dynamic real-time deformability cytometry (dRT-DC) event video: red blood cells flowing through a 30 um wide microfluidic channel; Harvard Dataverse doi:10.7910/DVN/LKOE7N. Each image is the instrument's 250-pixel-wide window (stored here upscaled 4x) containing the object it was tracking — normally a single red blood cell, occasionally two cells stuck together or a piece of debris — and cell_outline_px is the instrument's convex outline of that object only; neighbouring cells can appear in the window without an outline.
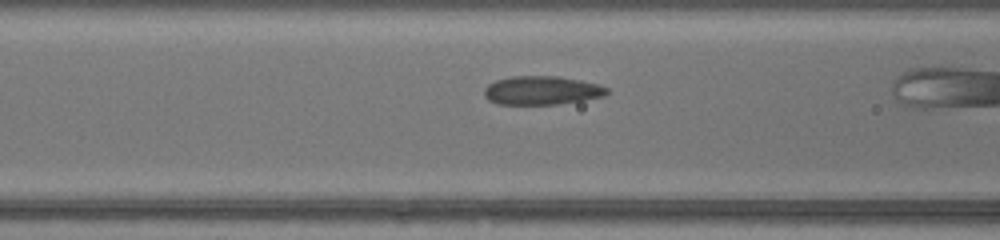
{"species": "common noctule bat (a hibernating species)", "species_latin": "Nyctalus noctula", "temperature_condition": "warm", "stored_images_in_passage": 23, "camera_frame_rate_fps": 3000, "um_per_image_px": 0.085, "animal": {"sex": "female", "body_mass_g": 17.0, "forearm_length_mm": 48.0}, "frame": {"image": 1, "passage_image": 4, "time_ms": 1.0, "image_size_px": [1000, 240], "cell_outline_px": [[608, 92], [604, 96], [556, 104], [496, 104], [488, 100], [484, 96], [484, 88], [488, 84], [496, 80], [512, 76], [556, 76], [580, 80], [596, 84], [608, 88]], "centroid_in_image_um": [45.99, 7.68], "position_along_channel_um": 120.6, "area_um2": 20.35}}
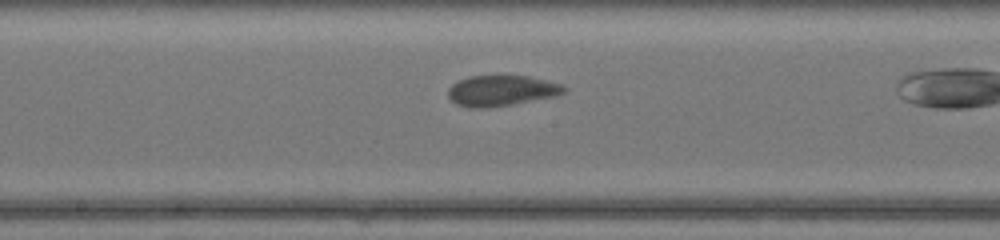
{"frame": {"image": 2, "passage_image": 10, "time_ms": 3.0, "image_size_px": [1000, 240], "cell_outline_px": [[568, 88], [564, 92], [556, 96], [512, 104], [484, 108], [468, 108], [456, 104], [448, 96], [448, 88], [452, 84], [468, 76], [528, 76], [560, 84]], "centroid_in_image_um": [42.59, 7.71], "position_along_channel_um": 205.6, "area_um2": 20.58}}
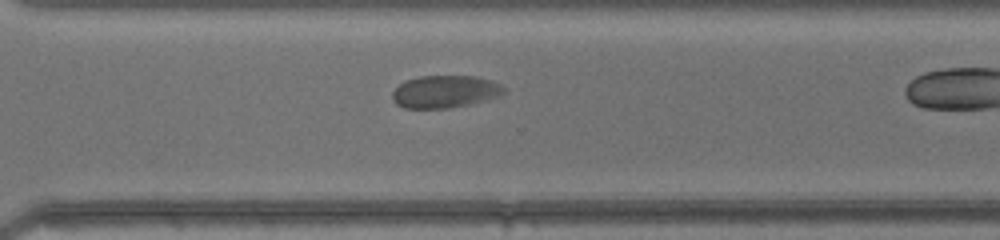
{"frame": {"image": 3, "passage_image": 19, "time_ms": 6.0, "image_size_px": [1000, 240], "cell_outline_px": [[504, 92], [496, 96], [468, 104], [448, 108], [404, 108], [396, 104], [392, 100], [392, 92], [400, 84], [408, 80], [420, 76], [472, 76], [488, 80], [500, 84], [504, 88]], "centroid_in_image_um": [37.75, 7.79], "position_along_channel_um": 332.8, "area_um2": 20.63}}